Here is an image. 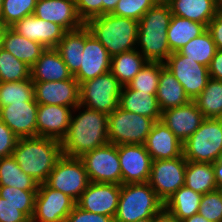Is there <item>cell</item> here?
Returning a JSON list of instances; mask_svg holds the SVG:
<instances>
[{"instance_id": "18", "label": "cell", "mask_w": 222, "mask_h": 222, "mask_svg": "<svg viewBox=\"0 0 222 222\" xmlns=\"http://www.w3.org/2000/svg\"><path fill=\"white\" fill-rule=\"evenodd\" d=\"M36 101L18 102L0 107L2 120L19 138L37 137Z\"/></svg>"}, {"instance_id": "37", "label": "cell", "mask_w": 222, "mask_h": 222, "mask_svg": "<svg viewBox=\"0 0 222 222\" xmlns=\"http://www.w3.org/2000/svg\"><path fill=\"white\" fill-rule=\"evenodd\" d=\"M29 101H35L31 78L23 81L0 82V107Z\"/></svg>"}, {"instance_id": "40", "label": "cell", "mask_w": 222, "mask_h": 222, "mask_svg": "<svg viewBox=\"0 0 222 222\" xmlns=\"http://www.w3.org/2000/svg\"><path fill=\"white\" fill-rule=\"evenodd\" d=\"M37 0H2L0 22L8 27L33 15Z\"/></svg>"}, {"instance_id": "45", "label": "cell", "mask_w": 222, "mask_h": 222, "mask_svg": "<svg viewBox=\"0 0 222 222\" xmlns=\"http://www.w3.org/2000/svg\"><path fill=\"white\" fill-rule=\"evenodd\" d=\"M79 17L84 23L102 15V0H75Z\"/></svg>"}, {"instance_id": "20", "label": "cell", "mask_w": 222, "mask_h": 222, "mask_svg": "<svg viewBox=\"0 0 222 222\" xmlns=\"http://www.w3.org/2000/svg\"><path fill=\"white\" fill-rule=\"evenodd\" d=\"M10 28L45 48H55L67 32L60 25L39 19L34 14L15 22Z\"/></svg>"}, {"instance_id": "44", "label": "cell", "mask_w": 222, "mask_h": 222, "mask_svg": "<svg viewBox=\"0 0 222 222\" xmlns=\"http://www.w3.org/2000/svg\"><path fill=\"white\" fill-rule=\"evenodd\" d=\"M18 140L19 137L0 120V158L11 156Z\"/></svg>"}, {"instance_id": "6", "label": "cell", "mask_w": 222, "mask_h": 222, "mask_svg": "<svg viewBox=\"0 0 222 222\" xmlns=\"http://www.w3.org/2000/svg\"><path fill=\"white\" fill-rule=\"evenodd\" d=\"M187 161L214 163L222 157V119L205 118L200 127L183 142Z\"/></svg>"}, {"instance_id": "50", "label": "cell", "mask_w": 222, "mask_h": 222, "mask_svg": "<svg viewBox=\"0 0 222 222\" xmlns=\"http://www.w3.org/2000/svg\"><path fill=\"white\" fill-rule=\"evenodd\" d=\"M153 222H181L176 216L163 208L153 217Z\"/></svg>"}, {"instance_id": "4", "label": "cell", "mask_w": 222, "mask_h": 222, "mask_svg": "<svg viewBox=\"0 0 222 222\" xmlns=\"http://www.w3.org/2000/svg\"><path fill=\"white\" fill-rule=\"evenodd\" d=\"M85 26L111 57L136 49L138 21L113 14L89 19Z\"/></svg>"}, {"instance_id": "55", "label": "cell", "mask_w": 222, "mask_h": 222, "mask_svg": "<svg viewBox=\"0 0 222 222\" xmlns=\"http://www.w3.org/2000/svg\"><path fill=\"white\" fill-rule=\"evenodd\" d=\"M156 4H167L170 0H153Z\"/></svg>"}, {"instance_id": "22", "label": "cell", "mask_w": 222, "mask_h": 222, "mask_svg": "<svg viewBox=\"0 0 222 222\" xmlns=\"http://www.w3.org/2000/svg\"><path fill=\"white\" fill-rule=\"evenodd\" d=\"M73 109L61 105L38 104L37 136L61 141L68 132Z\"/></svg>"}, {"instance_id": "33", "label": "cell", "mask_w": 222, "mask_h": 222, "mask_svg": "<svg viewBox=\"0 0 222 222\" xmlns=\"http://www.w3.org/2000/svg\"><path fill=\"white\" fill-rule=\"evenodd\" d=\"M201 197V194L182 186L166 200L164 208L182 221L198 213Z\"/></svg>"}, {"instance_id": "36", "label": "cell", "mask_w": 222, "mask_h": 222, "mask_svg": "<svg viewBox=\"0 0 222 222\" xmlns=\"http://www.w3.org/2000/svg\"><path fill=\"white\" fill-rule=\"evenodd\" d=\"M217 51L216 44L208 30L187 43L179 52L188 59L209 67Z\"/></svg>"}, {"instance_id": "35", "label": "cell", "mask_w": 222, "mask_h": 222, "mask_svg": "<svg viewBox=\"0 0 222 222\" xmlns=\"http://www.w3.org/2000/svg\"><path fill=\"white\" fill-rule=\"evenodd\" d=\"M38 183L25 174L11 155L0 158V186H12L21 190H37Z\"/></svg>"}, {"instance_id": "51", "label": "cell", "mask_w": 222, "mask_h": 222, "mask_svg": "<svg viewBox=\"0 0 222 222\" xmlns=\"http://www.w3.org/2000/svg\"><path fill=\"white\" fill-rule=\"evenodd\" d=\"M215 181L219 188H222V157L213 163Z\"/></svg>"}, {"instance_id": "48", "label": "cell", "mask_w": 222, "mask_h": 222, "mask_svg": "<svg viewBox=\"0 0 222 222\" xmlns=\"http://www.w3.org/2000/svg\"><path fill=\"white\" fill-rule=\"evenodd\" d=\"M207 30L210 32L217 49L222 50V8L210 21Z\"/></svg>"}, {"instance_id": "12", "label": "cell", "mask_w": 222, "mask_h": 222, "mask_svg": "<svg viewBox=\"0 0 222 222\" xmlns=\"http://www.w3.org/2000/svg\"><path fill=\"white\" fill-rule=\"evenodd\" d=\"M164 66L183 86L191 101H194L203 91L210 78L208 67L188 59L179 51L173 52L164 62Z\"/></svg>"}, {"instance_id": "25", "label": "cell", "mask_w": 222, "mask_h": 222, "mask_svg": "<svg viewBox=\"0 0 222 222\" xmlns=\"http://www.w3.org/2000/svg\"><path fill=\"white\" fill-rule=\"evenodd\" d=\"M172 15L208 26L222 8L218 0H170Z\"/></svg>"}, {"instance_id": "26", "label": "cell", "mask_w": 222, "mask_h": 222, "mask_svg": "<svg viewBox=\"0 0 222 222\" xmlns=\"http://www.w3.org/2000/svg\"><path fill=\"white\" fill-rule=\"evenodd\" d=\"M119 106L126 111L149 117L155 122L161 120L162 112L156 94H146L123 86Z\"/></svg>"}, {"instance_id": "53", "label": "cell", "mask_w": 222, "mask_h": 222, "mask_svg": "<svg viewBox=\"0 0 222 222\" xmlns=\"http://www.w3.org/2000/svg\"><path fill=\"white\" fill-rule=\"evenodd\" d=\"M181 222H211V221H208L205 217L197 213L192 215L191 217L185 218Z\"/></svg>"}, {"instance_id": "14", "label": "cell", "mask_w": 222, "mask_h": 222, "mask_svg": "<svg viewBox=\"0 0 222 222\" xmlns=\"http://www.w3.org/2000/svg\"><path fill=\"white\" fill-rule=\"evenodd\" d=\"M122 184L149 181L152 158L143 144L118 145Z\"/></svg>"}, {"instance_id": "46", "label": "cell", "mask_w": 222, "mask_h": 222, "mask_svg": "<svg viewBox=\"0 0 222 222\" xmlns=\"http://www.w3.org/2000/svg\"><path fill=\"white\" fill-rule=\"evenodd\" d=\"M65 222H114V217L91 213L75 205Z\"/></svg>"}, {"instance_id": "42", "label": "cell", "mask_w": 222, "mask_h": 222, "mask_svg": "<svg viewBox=\"0 0 222 222\" xmlns=\"http://www.w3.org/2000/svg\"><path fill=\"white\" fill-rule=\"evenodd\" d=\"M198 213L211 222H222V188L203 194Z\"/></svg>"}, {"instance_id": "13", "label": "cell", "mask_w": 222, "mask_h": 222, "mask_svg": "<svg viewBox=\"0 0 222 222\" xmlns=\"http://www.w3.org/2000/svg\"><path fill=\"white\" fill-rule=\"evenodd\" d=\"M76 202L61 191L39 184L31 222H65Z\"/></svg>"}, {"instance_id": "7", "label": "cell", "mask_w": 222, "mask_h": 222, "mask_svg": "<svg viewBox=\"0 0 222 222\" xmlns=\"http://www.w3.org/2000/svg\"><path fill=\"white\" fill-rule=\"evenodd\" d=\"M155 121L117 107L108 114V141L115 145L145 144Z\"/></svg>"}, {"instance_id": "8", "label": "cell", "mask_w": 222, "mask_h": 222, "mask_svg": "<svg viewBox=\"0 0 222 222\" xmlns=\"http://www.w3.org/2000/svg\"><path fill=\"white\" fill-rule=\"evenodd\" d=\"M122 85L109 71L80 84V105L111 114L119 107Z\"/></svg>"}, {"instance_id": "5", "label": "cell", "mask_w": 222, "mask_h": 222, "mask_svg": "<svg viewBox=\"0 0 222 222\" xmlns=\"http://www.w3.org/2000/svg\"><path fill=\"white\" fill-rule=\"evenodd\" d=\"M163 208L164 202L148 182L121 184L114 222H135L153 218Z\"/></svg>"}, {"instance_id": "17", "label": "cell", "mask_w": 222, "mask_h": 222, "mask_svg": "<svg viewBox=\"0 0 222 222\" xmlns=\"http://www.w3.org/2000/svg\"><path fill=\"white\" fill-rule=\"evenodd\" d=\"M35 101L38 104L61 105L75 108L80 105V84L72 79L33 82Z\"/></svg>"}, {"instance_id": "52", "label": "cell", "mask_w": 222, "mask_h": 222, "mask_svg": "<svg viewBox=\"0 0 222 222\" xmlns=\"http://www.w3.org/2000/svg\"><path fill=\"white\" fill-rule=\"evenodd\" d=\"M118 2L119 0H102V15L112 13Z\"/></svg>"}, {"instance_id": "21", "label": "cell", "mask_w": 222, "mask_h": 222, "mask_svg": "<svg viewBox=\"0 0 222 222\" xmlns=\"http://www.w3.org/2000/svg\"><path fill=\"white\" fill-rule=\"evenodd\" d=\"M205 117L196 103L171 108L161 113V120L182 142L186 141L203 123Z\"/></svg>"}, {"instance_id": "54", "label": "cell", "mask_w": 222, "mask_h": 222, "mask_svg": "<svg viewBox=\"0 0 222 222\" xmlns=\"http://www.w3.org/2000/svg\"><path fill=\"white\" fill-rule=\"evenodd\" d=\"M7 28H8V26H6L0 22V49L3 46V38H4V34L7 30Z\"/></svg>"}, {"instance_id": "23", "label": "cell", "mask_w": 222, "mask_h": 222, "mask_svg": "<svg viewBox=\"0 0 222 222\" xmlns=\"http://www.w3.org/2000/svg\"><path fill=\"white\" fill-rule=\"evenodd\" d=\"M144 145L152 160L172 159L183 155V142L162 121L154 123Z\"/></svg>"}, {"instance_id": "29", "label": "cell", "mask_w": 222, "mask_h": 222, "mask_svg": "<svg viewBox=\"0 0 222 222\" xmlns=\"http://www.w3.org/2000/svg\"><path fill=\"white\" fill-rule=\"evenodd\" d=\"M206 30L207 26L205 24L172 15L167 30L168 45L171 53L180 51L187 43Z\"/></svg>"}, {"instance_id": "3", "label": "cell", "mask_w": 222, "mask_h": 222, "mask_svg": "<svg viewBox=\"0 0 222 222\" xmlns=\"http://www.w3.org/2000/svg\"><path fill=\"white\" fill-rule=\"evenodd\" d=\"M172 17L169 4H156L138 21L136 49L148 62L164 63L172 54L167 30Z\"/></svg>"}, {"instance_id": "10", "label": "cell", "mask_w": 222, "mask_h": 222, "mask_svg": "<svg viewBox=\"0 0 222 222\" xmlns=\"http://www.w3.org/2000/svg\"><path fill=\"white\" fill-rule=\"evenodd\" d=\"M80 159L90 182L122 184L117 145L108 143L83 154Z\"/></svg>"}, {"instance_id": "56", "label": "cell", "mask_w": 222, "mask_h": 222, "mask_svg": "<svg viewBox=\"0 0 222 222\" xmlns=\"http://www.w3.org/2000/svg\"><path fill=\"white\" fill-rule=\"evenodd\" d=\"M135 222H153V218L140 219V220H137Z\"/></svg>"}, {"instance_id": "30", "label": "cell", "mask_w": 222, "mask_h": 222, "mask_svg": "<svg viewBox=\"0 0 222 222\" xmlns=\"http://www.w3.org/2000/svg\"><path fill=\"white\" fill-rule=\"evenodd\" d=\"M84 45L85 25L77 30L67 31L55 47L73 76L81 67V54H83Z\"/></svg>"}, {"instance_id": "41", "label": "cell", "mask_w": 222, "mask_h": 222, "mask_svg": "<svg viewBox=\"0 0 222 222\" xmlns=\"http://www.w3.org/2000/svg\"><path fill=\"white\" fill-rule=\"evenodd\" d=\"M37 190H21L12 186H0V197L18 207L30 220L34 213Z\"/></svg>"}, {"instance_id": "27", "label": "cell", "mask_w": 222, "mask_h": 222, "mask_svg": "<svg viewBox=\"0 0 222 222\" xmlns=\"http://www.w3.org/2000/svg\"><path fill=\"white\" fill-rule=\"evenodd\" d=\"M2 49L10 52L29 67H32L46 50L42 44L25 38L10 27L7 28L4 34Z\"/></svg>"}, {"instance_id": "32", "label": "cell", "mask_w": 222, "mask_h": 222, "mask_svg": "<svg viewBox=\"0 0 222 222\" xmlns=\"http://www.w3.org/2000/svg\"><path fill=\"white\" fill-rule=\"evenodd\" d=\"M185 186L201 195L218 189L213 163L187 161Z\"/></svg>"}, {"instance_id": "38", "label": "cell", "mask_w": 222, "mask_h": 222, "mask_svg": "<svg viewBox=\"0 0 222 222\" xmlns=\"http://www.w3.org/2000/svg\"><path fill=\"white\" fill-rule=\"evenodd\" d=\"M31 78V67L10 52L0 49V82L23 81Z\"/></svg>"}, {"instance_id": "24", "label": "cell", "mask_w": 222, "mask_h": 222, "mask_svg": "<svg viewBox=\"0 0 222 222\" xmlns=\"http://www.w3.org/2000/svg\"><path fill=\"white\" fill-rule=\"evenodd\" d=\"M73 77L55 48H46L31 67V79L33 82L60 81L72 79Z\"/></svg>"}, {"instance_id": "1", "label": "cell", "mask_w": 222, "mask_h": 222, "mask_svg": "<svg viewBox=\"0 0 222 222\" xmlns=\"http://www.w3.org/2000/svg\"><path fill=\"white\" fill-rule=\"evenodd\" d=\"M108 114L77 105L72 112L66 136L61 140L62 154L80 158L108 141Z\"/></svg>"}, {"instance_id": "39", "label": "cell", "mask_w": 222, "mask_h": 222, "mask_svg": "<svg viewBox=\"0 0 222 222\" xmlns=\"http://www.w3.org/2000/svg\"><path fill=\"white\" fill-rule=\"evenodd\" d=\"M162 62H147L139 73L128 84L132 90L146 94H156L159 85L160 72L164 68Z\"/></svg>"}, {"instance_id": "43", "label": "cell", "mask_w": 222, "mask_h": 222, "mask_svg": "<svg viewBox=\"0 0 222 222\" xmlns=\"http://www.w3.org/2000/svg\"><path fill=\"white\" fill-rule=\"evenodd\" d=\"M155 5L153 0H119L111 14L139 21Z\"/></svg>"}, {"instance_id": "47", "label": "cell", "mask_w": 222, "mask_h": 222, "mask_svg": "<svg viewBox=\"0 0 222 222\" xmlns=\"http://www.w3.org/2000/svg\"><path fill=\"white\" fill-rule=\"evenodd\" d=\"M0 222H31L18 207L0 197Z\"/></svg>"}, {"instance_id": "31", "label": "cell", "mask_w": 222, "mask_h": 222, "mask_svg": "<svg viewBox=\"0 0 222 222\" xmlns=\"http://www.w3.org/2000/svg\"><path fill=\"white\" fill-rule=\"evenodd\" d=\"M147 62L146 58L134 49L111 57L110 72L122 86H128Z\"/></svg>"}, {"instance_id": "16", "label": "cell", "mask_w": 222, "mask_h": 222, "mask_svg": "<svg viewBox=\"0 0 222 222\" xmlns=\"http://www.w3.org/2000/svg\"><path fill=\"white\" fill-rule=\"evenodd\" d=\"M110 68L111 56L85 26V45L81 54V67L74 78L81 84L109 72Z\"/></svg>"}, {"instance_id": "9", "label": "cell", "mask_w": 222, "mask_h": 222, "mask_svg": "<svg viewBox=\"0 0 222 222\" xmlns=\"http://www.w3.org/2000/svg\"><path fill=\"white\" fill-rule=\"evenodd\" d=\"M90 183L82 160L78 157L62 155L50 172L45 184L63 192L75 202Z\"/></svg>"}, {"instance_id": "15", "label": "cell", "mask_w": 222, "mask_h": 222, "mask_svg": "<svg viewBox=\"0 0 222 222\" xmlns=\"http://www.w3.org/2000/svg\"><path fill=\"white\" fill-rule=\"evenodd\" d=\"M120 190L121 185L90 182L76 205L91 213L115 217Z\"/></svg>"}, {"instance_id": "34", "label": "cell", "mask_w": 222, "mask_h": 222, "mask_svg": "<svg viewBox=\"0 0 222 222\" xmlns=\"http://www.w3.org/2000/svg\"><path fill=\"white\" fill-rule=\"evenodd\" d=\"M194 102L205 118L222 119V81L209 78Z\"/></svg>"}, {"instance_id": "57", "label": "cell", "mask_w": 222, "mask_h": 222, "mask_svg": "<svg viewBox=\"0 0 222 222\" xmlns=\"http://www.w3.org/2000/svg\"><path fill=\"white\" fill-rule=\"evenodd\" d=\"M1 4H2V0H0V14H1Z\"/></svg>"}, {"instance_id": "28", "label": "cell", "mask_w": 222, "mask_h": 222, "mask_svg": "<svg viewBox=\"0 0 222 222\" xmlns=\"http://www.w3.org/2000/svg\"><path fill=\"white\" fill-rule=\"evenodd\" d=\"M156 98L161 112L183 106L191 101L183 86L166 67L160 72Z\"/></svg>"}, {"instance_id": "2", "label": "cell", "mask_w": 222, "mask_h": 222, "mask_svg": "<svg viewBox=\"0 0 222 222\" xmlns=\"http://www.w3.org/2000/svg\"><path fill=\"white\" fill-rule=\"evenodd\" d=\"M62 155L60 140L39 136L19 138L12 154L21 170L38 184L46 182Z\"/></svg>"}, {"instance_id": "11", "label": "cell", "mask_w": 222, "mask_h": 222, "mask_svg": "<svg viewBox=\"0 0 222 222\" xmlns=\"http://www.w3.org/2000/svg\"><path fill=\"white\" fill-rule=\"evenodd\" d=\"M186 165L184 155L152 161L148 183L164 203L180 187L185 186Z\"/></svg>"}, {"instance_id": "19", "label": "cell", "mask_w": 222, "mask_h": 222, "mask_svg": "<svg viewBox=\"0 0 222 222\" xmlns=\"http://www.w3.org/2000/svg\"><path fill=\"white\" fill-rule=\"evenodd\" d=\"M34 15L56 23L66 31L77 30L85 25L78 15L75 0H37Z\"/></svg>"}, {"instance_id": "49", "label": "cell", "mask_w": 222, "mask_h": 222, "mask_svg": "<svg viewBox=\"0 0 222 222\" xmlns=\"http://www.w3.org/2000/svg\"><path fill=\"white\" fill-rule=\"evenodd\" d=\"M208 70L210 78L222 81V50L217 49Z\"/></svg>"}]
</instances>
